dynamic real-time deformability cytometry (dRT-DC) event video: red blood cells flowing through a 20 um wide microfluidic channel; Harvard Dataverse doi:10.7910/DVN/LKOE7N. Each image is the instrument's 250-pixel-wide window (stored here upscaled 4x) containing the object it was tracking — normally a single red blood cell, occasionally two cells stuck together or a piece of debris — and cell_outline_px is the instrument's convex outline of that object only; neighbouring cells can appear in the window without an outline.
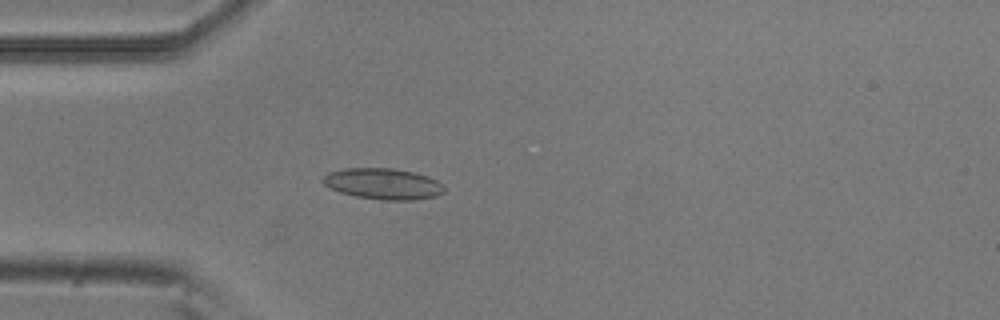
{"species": "common noctule bat (a hibernating species)", "species_latin": "Nyctalus noctula", "temperature_condition": "room temperature", "stored_images_in_passage": 32, "camera_frame_rate_fps": 3000, "um_per_image_px": 0.085, "animal": {"sex": "male", "body_mass_g": 20.5, "forearm_length_mm": 52.5}, "frame": {"image": 1, "passage_image": 15, "time_ms": 4.667, "image_size_px": [1000, 320], "cell_outline_px": [[444, 192], [436, 196], [412, 200], [380, 200], [356, 196], [340, 192], [324, 184], [320, 180], [328, 172], [344, 168], [392, 168], [412, 172], [428, 176], [444, 184]], "centroid_in_image_um": [32.57, 15.62], "position_along_channel_um": 52.4, "area_um2": 21.96}}
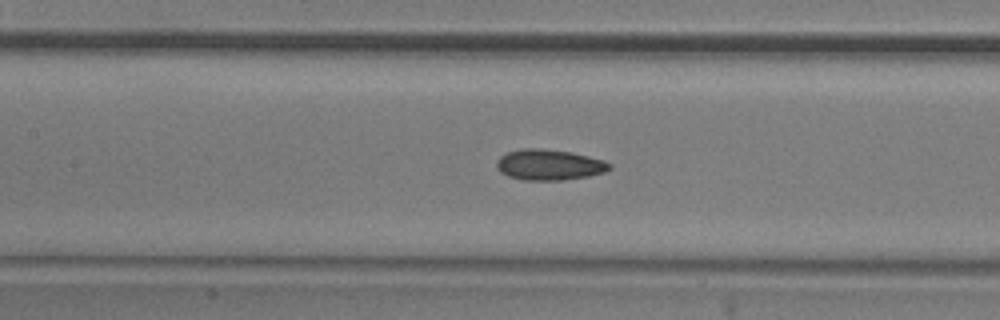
{"frame": {"image": 2, "passage_image": 24, "time_ms": 7.667, "image_size_px": [1000, 320], "cell_outline_px": [[612, 168], [604, 172], [588, 176], [564, 180], [524, 180], [508, 176], [500, 172], [496, 168], [496, 160], [500, 156], [508, 152], [520, 148], [540, 148], [572, 152], [604, 160], [612, 164]], "centroid_in_image_um": [46.67, 14.0], "position_along_channel_um": 160.7, "area_um2": 20.4}}
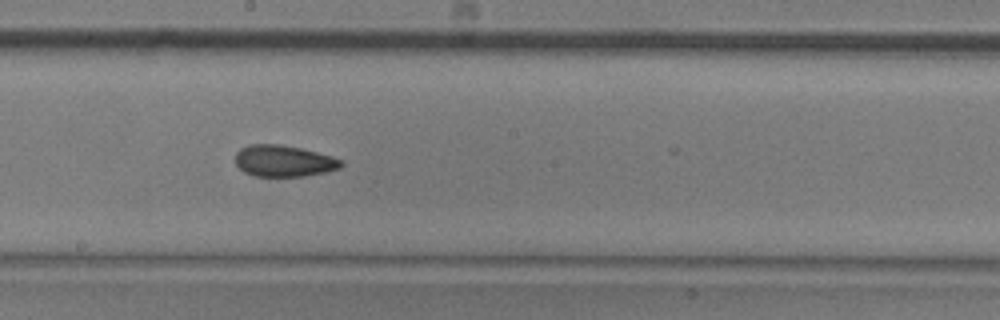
{"frame": {"image": 3, "passage_image": 29, "time_ms": 9.333, "image_size_px": [1000, 320], "cell_outline_px": [[344, 164], [340, 168], [328, 172], [304, 176], [252, 176], [244, 172], [236, 164], [236, 152], [240, 148], [248, 144], [280, 144], [300, 148], [332, 156], [344, 160]], "centroid_in_image_um": [24.14, 13.68], "position_along_channel_um": 224.1, "area_um2": 19.59}}